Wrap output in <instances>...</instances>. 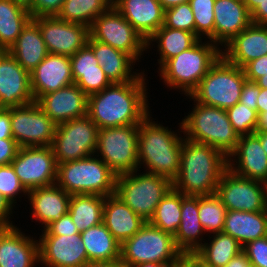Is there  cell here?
Listing matches in <instances>:
<instances>
[{
	"label": "cell",
	"instance_id": "6da1fadb",
	"mask_svg": "<svg viewBox=\"0 0 267 267\" xmlns=\"http://www.w3.org/2000/svg\"><path fill=\"white\" fill-rule=\"evenodd\" d=\"M134 80L112 83L88 96L87 115L98 129L139 125L149 114L144 72Z\"/></svg>",
	"mask_w": 267,
	"mask_h": 267
},
{
	"label": "cell",
	"instance_id": "7a4b0ae2",
	"mask_svg": "<svg viewBox=\"0 0 267 267\" xmlns=\"http://www.w3.org/2000/svg\"><path fill=\"white\" fill-rule=\"evenodd\" d=\"M228 158L207 144L184 138L180 153V169L173 189L185 196H208L216 192Z\"/></svg>",
	"mask_w": 267,
	"mask_h": 267
},
{
	"label": "cell",
	"instance_id": "3957f363",
	"mask_svg": "<svg viewBox=\"0 0 267 267\" xmlns=\"http://www.w3.org/2000/svg\"><path fill=\"white\" fill-rule=\"evenodd\" d=\"M150 118L149 114L138 125V169L143 164L145 172L164 176L173 182L180 169L184 137Z\"/></svg>",
	"mask_w": 267,
	"mask_h": 267
},
{
	"label": "cell",
	"instance_id": "277c9868",
	"mask_svg": "<svg viewBox=\"0 0 267 267\" xmlns=\"http://www.w3.org/2000/svg\"><path fill=\"white\" fill-rule=\"evenodd\" d=\"M200 39L190 49L168 59L158 70L161 79L170 89H179L184 95L197 88L199 82L222 56V50L211 41ZM210 42V43H209Z\"/></svg>",
	"mask_w": 267,
	"mask_h": 267
},
{
	"label": "cell",
	"instance_id": "5b68a950",
	"mask_svg": "<svg viewBox=\"0 0 267 267\" xmlns=\"http://www.w3.org/2000/svg\"><path fill=\"white\" fill-rule=\"evenodd\" d=\"M194 103L193 111L180 123V132L186 134V139L212 146L228 158L240 136L233 129L226 110Z\"/></svg>",
	"mask_w": 267,
	"mask_h": 267
},
{
	"label": "cell",
	"instance_id": "8992f818",
	"mask_svg": "<svg viewBox=\"0 0 267 267\" xmlns=\"http://www.w3.org/2000/svg\"><path fill=\"white\" fill-rule=\"evenodd\" d=\"M57 164L56 185L68 194H115L117 175L98 156Z\"/></svg>",
	"mask_w": 267,
	"mask_h": 267
},
{
	"label": "cell",
	"instance_id": "52a82bcc",
	"mask_svg": "<svg viewBox=\"0 0 267 267\" xmlns=\"http://www.w3.org/2000/svg\"><path fill=\"white\" fill-rule=\"evenodd\" d=\"M183 253L176 247L174 236L146 222L120 247V262L124 267L157 262L172 267Z\"/></svg>",
	"mask_w": 267,
	"mask_h": 267
},
{
	"label": "cell",
	"instance_id": "ba28073f",
	"mask_svg": "<svg viewBox=\"0 0 267 267\" xmlns=\"http://www.w3.org/2000/svg\"><path fill=\"white\" fill-rule=\"evenodd\" d=\"M246 80L243 68L229 63L221 56L189 98L194 102L227 110L239 102Z\"/></svg>",
	"mask_w": 267,
	"mask_h": 267
},
{
	"label": "cell",
	"instance_id": "9c48e42d",
	"mask_svg": "<svg viewBox=\"0 0 267 267\" xmlns=\"http://www.w3.org/2000/svg\"><path fill=\"white\" fill-rule=\"evenodd\" d=\"M137 171L117 176L115 195L148 222L173 184L164 176Z\"/></svg>",
	"mask_w": 267,
	"mask_h": 267
},
{
	"label": "cell",
	"instance_id": "30bf717a",
	"mask_svg": "<svg viewBox=\"0 0 267 267\" xmlns=\"http://www.w3.org/2000/svg\"><path fill=\"white\" fill-rule=\"evenodd\" d=\"M96 152L117 176L138 170V125L99 129Z\"/></svg>",
	"mask_w": 267,
	"mask_h": 267
},
{
	"label": "cell",
	"instance_id": "8fae6325",
	"mask_svg": "<svg viewBox=\"0 0 267 267\" xmlns=\"http://www.w3.org/2000/svg\"><path fill=\"white\" fill-rule=\"evenodd\" d=\"M98 130L88 115L58 124L51 145L57 164L95 155Z\"/></svg>",
	"mask_w": 267,
	"mask_h": 267
},
{
	"label": "cell",
	"instance_id": "7c38bea8",
	"mask_svg": "<svg viewBox=\"0 0 267 267\" xmlns=\"http://www.w3.org/2000/svg\"><path fill=\"white\" fill-rule=\"evenodd\" d=\"M90 36L130 55L135 61L147 49V42L112 5L89 27Z\"/></svg>",
	"mask_w": 267,
	"mask_h": 267
},
{
	"label": "cell",
	"instance_id": "4fadbf2b",
	"mask_svg": "<svg viewBox=\"0 0 267 267\" xmlns=\"http://www.w3.org/2000/svg\"><path fill=\"white\" fill-rule=\"evenodd\" d=\"M215 194L227 210H267V184L238 176L228 168L223 172Z\"/></svg>",
	"mask_w": 267,
	"mask_h": 267
},
{
	"label": "cell",
	"instance_id": "5bb4252c",
	"mask_svg": "<svg viewBox=\"0 0 267 267\" xmlns=\"http://www.w3.org/2000/svg\"><path fill=\"white\" fill-rule=\"evenodd\" d=\"M56 126L36 101L11 108L13 139L20 147L51 146Z\"/></svg>",
	"mask_w": 267,
	"mask_h": 267
},
{
	"label": "cell",
	"instance_id": "9a60e30c",
	"mask_svg": "<svg viewBox=\"0 0 267 267\" xmlns=\"http://www.w3.org/2000/svg\"><path fill=\"white\" fill-rule=\"evenodd\" d=\"M11 165L28 191L56 184L57 162L51 146L20 147Z\"/></svg>",
	"mask_w": 267,
	"mask_h": 267
},
{
	"label": "cell",
	"instance_id": "2e32d148",
	"mask_svg": "<svg viewBox=\"0 0 267 267\" xmlns=\"http://www.w3.org/2000/svg\"><path fill=\"white\" fill-rule=\"evenodd\" d=\"M51 54L72 56L87 44L89 27L63 21L56 16L32 18Z\"/></svg>",
	"mask_w": 267,
	"mask_h": 267
},
{
	"label": "cell",
	"instance_id": "e0dca14e",
	"mask_svg": "<svg viewBox=\"0 0 267 267\" xmlns=\"http://www.w3.org/2000/svg\"><path fill=\"white\" fill-rule=\"evenodd\" d=\"M39 264L46 267H81L89 262L85 245L76 235H40Z\"/></svg>",
	"mask_w": 267,
	"mask_h": 267
},
{
	"label": "cell",
	"instance_id": "ac0fdd59",
	"mask_svg": "<svg viewBox=\"0 0 267 267\" xmlns=\"http://www.w3.org/2000/svg\"><path fill=\"white\" fill-rule=\"evenodd\" d=\"M30 72L5 51L0 56V108H12L34 102Z\"/></svg>",
	"mask_w": 267,
	"mask_h": 267
},
{
	"label": "cell",
	"instance_id": "d6986e66",
	"mask_svg": "<svg viewBox=\"0 0 267 267\" xmlns=\"http://www.w3.org/2000/svg\"><path fill=\"white\" fill-rule=\"evenodd\" d=\"M227 160L228 169L236 175L267 184V155L255 133L240 136Z\"/></svg>",
	"mask_w": 267,
	"mask_h": 267
},
{
	"label": "cell",
	"instance_id": "ffe728a7",
	"mask_svg": "<svg viewBox=\"0 0 267 267\" xmlns=\"http://www.w3.org/2000/svg\"><path fill=\"white\" fill-rule=\"evenodd\" d=\"M31 90L37 101L42 95L74 83L70 56L49 53L30 72Z\"/></svg>",
	"mask_w": 267,
	"mask_h": 267
},
{
	"label": "cell",
	"instance_id": "44dd1931",
	"mask_svg": "<svg viewBox=\"0 0 267 267\" xmlns=\"http://www.w3.org/2000/svg\"><path fill=\"white\" fill-rule=\"evenodd\" d=\"M36 102L56 125L87 115L88 96L75 83L42 95Z\"/></svg>",
	"mask_w": 267,
	"mask_h": 267
},
{
	"label": "cell",
	"instance_id": "7402d4cb",
	"mask_svg": "<svg viewBox=\"0 0 267 267\" xmlns=\"http://www.w3.org/2000/svg\"><path fill=\"white\" fill-rule=\"evenodd\" d=\"M39 263L38 240L16 226L0 227V267H34Z\"/></svg>",
	"mask_w": 267,
	"mask_h": 267
},
{
	"label": "cell",
	"instance_id": "603a6c76",
	"mask_svg": "<svg viewBox=\"0 0 267 267\" xmlns=\"http://www.w3.org/2000/svg\"><path fill=\"white\" fill-rule=\"evenodd\" d=\"M223 47L222 56L229 63L243 68L267 54V26L251 23Z\"/></svg>",
	"mask_w": 267,
	"mask_h": 267
},
{
	"label": "cell",
	"instance_id": "cb8c5ba5",
	"mask_svg": "<svg viewBox=\"0 0 267 267\" xmlns=\"http://www.w3.org/2000/svg\"><path fill=\"white\" fill-rule=\"evenodd\" d=\"M214 43L224 46L251 23V14L242 0H215Z\"/></svg>",
	"mask_w": 267,
	"mask_h": 267
},
{
	"label": "cell",
	"instance_id": "d4e9b609",
	"mask_svg": "<svg viewBox=\"0 0 267 267\" xmlns=\"http://www.w3.org/2000/svg\"><path fill=\"white\" fill-rule=\"evenodd\" d=\"M112 5L146 42L164 24V9L158 0H113Z\"/></svg>",
	"mask_w": 267,
	"mask_h": 267
},
{
	"label": "cell",
	"instance_id": "484cf974",
	"mask_svg": "<svg viewBox=\"0 0 267 267\" xmlns=\"http://www.w3.org/2000/svg\"><path fill=\"white\" fill-rule=\"evenodd\" d=\"M32 206V219L42 222L46 229L68 213L71 195L56 184L29 190L27 194Z\"/></svg>",
	"mask_w": 267,
	"mask_h": 267
},
{
	"label": "cell",
	"instance_id": "4316f807",
	"mask_svg": "<svg viewBox=\"0 0 267 267\" xmlns=\"http://www.w3.org/2000/svg\"><path fill=\"white\" fill-rule=\"evenodd\" d=\"M102 222L120 244L132 237L146 223L115 194L105 197Z\"/></svg>",
	"mask_w": 267,
	"mask_h": 267
},
{
	"label": "cell",
	"instance_id": "83f0119b",
	"mask_svg": "<svg viewBox=\"0 0 267 267\" xmlns=\"http://www.w3.org/2000/svg\"><path fill=\"white\" fill-rule=\"evenodd\" d=\"M70 63L74 83L87 96L98 93L112 84L87 44L70 56Z\"/></svg>",
	"mask_w": 267,
	"mask_h": 267
},
{
	"label": "cell",
	"instance_id": "f1b7e54d",
	"mask_svg": "<svg viewBox=\"0 0 267 267\" xmlns=\"http://www.w3.org/2000/svg\"><path fill=\"white\" fill-rule=\"evenodd\" d=\"M87 45L93 50L104 74L112 83L134 81L140 75V73L131 71L132 65L136 61L127 53L94 40L90 35L87 40Z\"/></svg>",
	"mask_w": 267,
	"mask_h": 267
},
{
	"label": "cell",
	"instance_id": "f546056e",
	"mask_svg": "<svg viewBox=\"0 0 267 267\" xmlns=\"http://www.w3.org/2000/svg\"><path fill=\"white\" fill-rule=\"evenodd\" d=\"M198 196H185L182 199L181 222L174 242L183 254H194L204 240L202 233H206L199 219Z\"/></svg>",
	"mask_w": 267,
	"mask_h": 267
},
{
	"label": "cell",
	"instance_id": "4dcf8cb0",
	"mask_svg": "<svg viewBox=\"0 0 267 267\" xmlns=\"http://www.w3.org/2000/svg\"><path fill=\"white\" fill-rule=\"evenodd\" d=\"M222 232L231 235L242 247L248 242L267 236V210H227Z\"/></svg>",
	"mask_w": 267,
	"mask_h": 267
},
{
	"label": "cell",
	"instance_id": "1f68e13d",
	"mask_svg": "<svg viewBox=\"0 0 267 267\" xmlns=\"http://www.w3.org/2000/svg\"><path fill=\"white\" fill-rule=\"evenodd\" d=\"M8 52L28 72L35 69L49 54L38 24L31 19Z\"/></svg>",
	"mask_w": 267,
	"mask_h": 267
},
{
	"label": "cell",
	"instance_id": "d6a6232c",
	"mask_svg": "<svg viewBox=\"0 0 267 267\" xmlns=\"http://www.w3.org/2000/svg\"><path fill=\"white\" fill-rule=\"evenodd\" d=\"M89 262L119 261L121 244L103 222L80 232Z\"/></svg>",
	"mask_w": 267,
	"mask_h": 267
},
{
	"label": "cell",
	"instance_id": "836d02e7",
	"mask_svg": "<svg viewBox=\"0 0 267 267\" xmlns=\"http://www.w3.org/2000/svg\"><path fill=\"white\" fill-rule=\"evenodd\" d=\"M200 38L193 32L173 29L163 25L147 40V48L157 41L160 59L159 68L170 58L190 49Z\"/></svg>",
	"mask_w": 267,
	"mask_h": 267
},
{
	"label": "cell",
	"instance_id": "e575fe53",
	"mask_svg": "<svg viewBox=\"0 0 267 267\" xmlns=\"http://www.w3.org/2000/svg\"><path fill=\"white\" fill-rule=\"evenodd\" d=\"M212 236L209 244L204 242L194 253L206 267H224L242 252V246L231 235L220 232Z\"/></svg>",
	"mask_w": 267,
	"mask_h": 267
},
{
	"label": "cell",
	"instance_id": "d590c367",
	"mask_svg": "<svg viewBox=\"0 0 267 267\" xmlns=\"http://www.w3.org/2000/svg\"><path fill=\"white\" fill-rule=\"evenodd\" d=\"M104 202L97 194L71 195L68 213L80 232L102 222Z\"/></svg>",
	"mask_w": 267,
	"mask_h": 267
},
{
	"label": "cell",
	"instance_id": "8d00e7d4",
	"mask_svg": "<svg viewBox=\"0 0 267 267\" xmlns=\"http://www.w3.org/2000/svg\"><path fill=\"white\" fill-rule=\"evenodd\" d=\"M32 19L29 10L12 0H0V45L8 51Z\"/></svg>",
	"mask_w": 267,
	"mask_h": 267
},
{
	"label": "cell",
	"instance_id": "74e56055",
	"mask_svg": "<svg viewBox=\"0 0 267 267\" xmlns=\"http://www.w3.org/2000/svg\"><path fill=\"white\" fill-rule=\"evenodd\" d=\"M112 2L113 0H65L56 17L90 27L100 14L112 6Z\"/></svg>",
	"mask_w": 267,
	"mask_h": 267
},
{
	"label": "cell",
	"instance_id": "f35d334b",
	"mask_svg": "<svg viewBox=\"0 0 267 267\" xmlns=\"http://www.w3.org/2000/svg\"><path fill=\"white\" fill-rule=\"evenodd\" d=\"M184 197V194L172 188L157 205L148 222L174 236L181 222V206Z\"/></svg>",
	"mask_w": 267,
	"mask_h": 267
},
{
	"label": "cell",
	"instance_id": "ab89813d",
	"mask_svg": "<svg viewBox=\"0 0 267 267\" xmlns=\"http://www.w3.org/2000/svg\"><path fill=\"white\" fill-rule=\"evenodd\" d=\"M199 219L205 230L210 234L223 231L227 209L216 196H198Z\"/></svg>",
	"mask_w": 267,
	"mask_h": 267
},
{
	"label": "cell",
	"instance_id": "60d3db41",
	"mask_svg": "<svg viewBox=\"0 0 267 267\" xmlns=\"http://www.w3.org/2000/svg\"><path fill=\"white\" fill-rule=\"evenodd\" d=\"M195 20V34L206 36L214 43V3L215 0H190Z\"/></svg>",
	"mask_w": 267,
	"mask_h": 267
},
{
	"label": "cell",
	"instance_id": "b9f144b4",
	"mask_svg": "<svg viewBox=\"0 0 267 267\" xmlns=\"http://www.w3.org/2000/svg\"><path fill=\"white\" fill-rule=\"evenodd\" d=\"M226 112L233 129L239 136L255 133L258 124L257 111L238 102Z\"/></svg>",
	"mask_w": 267,
	"mask_h": 267
},
{
	"label": "cell",
	"instance_id": "7bdbcfd3",
	"mask_svg": "<svg viewBox=\"0 0 267 267\" xmlns=\"http://www.w3.org/2000/svg\"><path fill=\"white\" fill-rule=\"evenodd\" d=\"M163 26L195 33V20L190 3L180 4L164 10Z\"/></svg>",
	"mask_w": 267,
	"mask_h": 267
},
{
	"label": "cell",
	"instance_id": "ee69618b",
	"mask_svg": "<svg viewBox=\"0 0 267 267\" xmlns=\"http://www.w3.org/2000/svg\"><path fill=\"white\" fill-rule=\"evenodd\" d=\"M0 192L15 207L19 193L28 194L11 164L0 166Z\"/></svg>",
	"mask_w": 267,
	"mask_h": 267
},
{
	"label": "cell",
	"instance_id": "f6af8a7d",
	"mask_svg": "<svg viewBox=\"0 0 267 267\" xmlns=\"http://www.w3.org/2000/svg\"><path fill=\"white\" fill-rule=\"evenodd\" d=\"M251 265L267 267V236L248 242L242 247Z\"/></svg>",
	"mask_w": 267,
	"mask_h": 267
},
{
	"label": "cell",
	"instance_id": "bcb514c9",
	"mask_svg": "<svg viewBox=\"0 0 267 267\" xmlns=\"http://www.w3.org/2000/svg\"><path fill=\"white\" fill-rule=\"evenodd\" d=\"M65 0H34L28 9L32 18L57 16Z\"/></svg>",
	"mask_w": 267,
	"mask_h": 267
},
{
	"label": "cell",
	"instance_id": "7dc6e473",
	"mask_svg": "<svg viewBox=\"0 0 267 267\" xmlns=\"http://www.w3.org/2000/svg\"><path fill=\"white\" fill-rule=\"evenodd\" d=\"M42 231V235H76L80 233L69 213L63 215L58 221L52 222Z\"/></svg>",
	"mask_w": 267,
	"mask_h": 267
},
{
	"label": "cell",
	"instance_id": "c3c4849f",
	"mask_svg": "<svg viewBox=\"0 0 267 267\" xmlns=\"http://www.w3.org/2000/svg\"><path fill=\"white\" fill-rule=\"evenodd\" d=\"M247 80L255 82L267 73V54L257 58L243 67Z\"/></svg>",
	"mask_w": 267,
	"mask_h": 267
},
{
	"label": "cell",
	"instance_id": "681fc988",
	"mask_svg": "<svg viewBox=\"0 0 267 267\" xmlns=\"http://www.w3.org/2000/svg\"><path fill=\"white\" fill-rule=\"evenodd\" d=\"M259 93L260 87L255 82L246 80L241 90L239 103L257 111V100Z\"/></svg>",
	"mask_w": 267,
	"mask_h": 267
},
{
	"label": "cell",
	"instance_id": "f907efd6",
	"mask_svg": "<svg viewBox=\"0 0 267 267\" xmlns=\"http://www.w3.org/2000/svg\"><path fill=\"white\" fill-rule=\"evenodd\" d=\"M20 146L13 138L0 139V166L11 164Z\"/></svg>",
	"mask_w": 267,
	"mask_h": 267
},
{
	"label": "cell",
	"instance_id": "816d5d0a",
	"mask_svg": "<svg viewBox=\"0 0 267 267\" xmlns=\"http://www.w3.org/2000/svg\"><path fill=\"white\" fill-rule=\"evenodd\" d=\"M13 138L11 108H0V139Z\"/></svg>",
	"mask_w": 267,
	"mask_h": 267
},
{
	"label": "cell",
	"instance_id": "f5cc1de1",
	"mask_svg": "<svg viewBox=\"0 0 267 267\" xmlns=\"http://www.w3.org/2000/svg\"><path fill=\"white\" fill-rule=\"evenodd\" d=\"M13 205L0 192V227L13 226L10 222V216L13 210Z\"/></svg>",
	"mask_w": 267,
	"mask_h": 267
},
{
	"label": "cell",
	"instance_id": "db71d44e",
	"mask_svg": "<svg viewBox=\"0 0 267 267\" xmlns=\"http://www.w3.org/2000/svg\"><path fill=\"white\" fill-rule=\"evenodd\" d=\"M251 21L254 24L267 26V0H264L252 13Z\"/></svg>",
	"mask_w": 267,
	"mask_h": 267
},
{
	"label": "cell",
	"instance_id": "11a10c76",
	"mask_svg": "<svg viewBox=\"0 0 267 267\" xmlns=\"http://www.w3.org/2000/svg\"><path fill=\"white\" fill-rule=\"evenodd\" d=\"M172 267H200V260L194 254H183Z\"/></svg>",
	"mask_w": 267,
	"mask_h": 267
},
{
	"label": "cell",
	"instance_id": "9f6ffc18",
	"mask_svg": "<svg viewBox=\"0 0 267 267\" xmlns=\"http://www.w3.org/2000/svg\"><path fill=\"white\" fill-rule=\"evenodd\" d=\"M250 264L246 254L242 251L232 258L224 267H247Z\"/></svg>",
	"mask_w": 267,
	"mask_h": 267
},
{
	"label": "cell",
	"instance_id": "6f0895ef",
	"mask_svg": "<svg viewBox=\"0 0 267 267\" xmlns=\"http://www.w3.org/2000/svg\"><path fill=\"white\" fill-rule=\"evenodd\" d=\"M267 110V89L260 88L257 100V113H263Z\"/></svg>",
	"mask_w": 267,
	"mask_h": 267
},
{
	"label": "cell",
	"instance_id": "680465c9",
	"mask_svg": "<svg viewBox=\"0 0 267 267\" xmlns=\"http://www.w3.org/2000/svg\"><path fill=\"white\" fill-rule=\"evenodd\" d=\"M81 267H124L119 261H100V262H88Z\"/></svg>",
	"mask_w": 267,
	"mask_h": 267
},
{
	"label": "cell",
	"instance_id": "91938a15",
	"mask_svg": "<svg viewBox=\"0 0 267 267\" xmlns=\"http://www.w3.org/2000/svg\"><path fill=\"white\" fill-rule=\"evenodd\" d=\"M162 6V8L164 10L180 5V4H184V3H188L190 0H158Z\"/></svg>",
	"mask_w": 267,
	"mask_h": 267
},
{
	"label": "cell",
	"instance_id": "94428289",
	"mask_svg": "<svg viewBox=\"0 0 267 267\" xmlns=\"http://www.w3.org/2000/svg\"><path fill=\"white\" fill-rule=\"evenodd\" d=\"M256 131H267V110L258 114V124Z\"/></svg>",
	"mask_w": 267,
	"mask_h": 267
},
{
	"label": "cell",
	"instance_id": "6125c7cd",
	"mask_svg": "<svg viewBox=\"0 0 267 267\" xmlns=\"http://www.w3.org/2000/svg\"><path fill=\"white\" fill-rule=\"evenodd\" d=\"M246 5L250 14L264 1V0H242Z\"/></svg>",
	"mask_w": 267,
	"mask_h": 267
},
{
	"label": "cell",
	"instance_id": "be15d7a7",
	"mask_svg": "<svg viewBox=\"0 0 267 267\" xmlns=\"http://www.w3.org/2000/svg\"><path fill=\"white\" fill-rule=\"evenodd\" d=\"M255 134L259 137L261 146L267 155V131H255Z\"/></svg>",
	"mask_w": 267,
	"mask_h": 267
},
{
	"label": "cell",
	"instance_id": "e7e4bbea",
	"mask_svg": "<svg viewBox=\"0 0 267 267\" xmlns=\"http://www.w3.org/2000/svg\"><path fill=\"white\" fill-rule=\"evenodd\" d=\"M133 267H169L166 264L157 263V262H147V263H141L138 265H135Z\"/></svg>",
	"mask_w": 267,
	"mask_h": 267
},
{
	"label": "cell",
	"instance_id": "03108f58",
	"mask_svg": "<svg viewBox=\"0 0 267 267\" xmlns=\"http://www.w3.org/2000/svg\"><path fill=\"white\" fill-rule=\"evenodd\" d=\"M255 83L260 87V88H264L267 89V73L260 77L259 79H257L255 81Z\"/></svg>",
	"mask_w": 267,
	"mask_h": 267
},
{
	"label": "cell",
	"instance_id": "003e7915",
	"mask_svg": "<svg viewBox=\"0 0 267 267\" xmlns=\"http://www.w3.org/2000/svg\"><path fill=\"white\" fill-rule=\"evenodd\" d=\"M12 1L25 7L26 9H29L32 6L34 0H12Z\"/></svg>",
	"mask_w": 267,
	"mask_h": 267
},
{
	"label": "cell",
	"instance_id": "a7ac6f4b",
	"mask_svg": "<svg viewBox=\"0 0 267 267\" xmlns=\"http://www.w3.org/2000/svg\"><path fill=\"white\" fill-rule=\"evenodd\" d=\"M6 50L0 45V56L5 52Z\"/></svg>",
	"mask_w": 267,
	"mask_h": 267
},
{
	"label": "cell",
	"instance_id": "89a4df30",
	"mask_svg": "<svg viewBox=\"0 0 267 267\" xmlns=\"http://www.w3.org/2000/svg\"><path fill=\"white\" fill-rule=\"evenodd\" d=\"M200 267H206V266L200 261Z\"/></svg>",
	"mask_w": 267,
	"mask_h": 267
},
{
	"label": "cell",
	"instance_id": "2644e50d",
	"mask_svg": "<svg viewBox=\"0 0 267 267\" xmlns=\"http://www.w3.org/2000/svg\"><path fill=\"white\" fill-rule=\"evenodd\" d=\"M247 267H257V266H254V265L249 264Z\"/></svg>",
	"mask_w": 267,
	"mask_h": 267
}]
</instances>
